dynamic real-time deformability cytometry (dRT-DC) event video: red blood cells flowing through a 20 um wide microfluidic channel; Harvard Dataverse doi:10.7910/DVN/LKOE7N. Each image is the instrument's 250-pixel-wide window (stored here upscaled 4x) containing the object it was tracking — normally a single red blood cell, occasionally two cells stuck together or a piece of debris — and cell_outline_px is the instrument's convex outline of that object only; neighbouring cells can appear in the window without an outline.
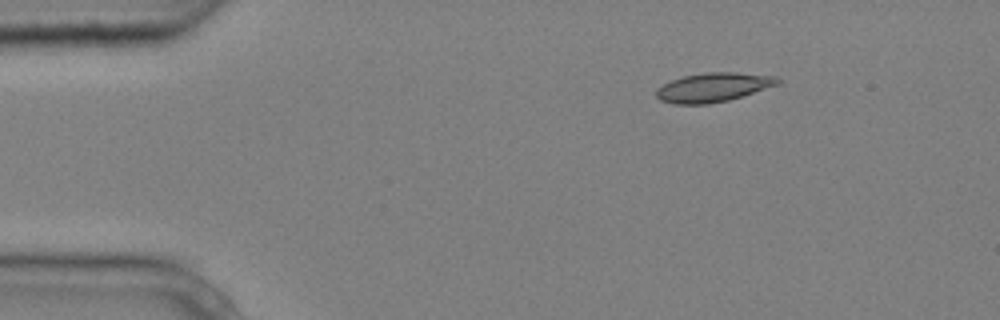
{"species": "common noctule bat (a hibernating species)", "species_latin": "Nyctalus noctula", "temperature_condition": "cold", "stored_images_in_passage": 4, "segment_of_instrument_passage": [1, 2], "camera_frame_rate_fps": 3000, "um_per_image_px": 0.085, "animal": {"sex": "male", "body_mass_g": 20.4}, "frame": {"image": 1, "passage_image": 1, "time_ms": 0.0, "image_size_px": [1000, 320], "cell_outline_px": [[780, 84], [728, 100], [708, 104], [672, 104], [660, 100], [656, 96], [656, 88], [672, 80], [684, 76], [708, 72], [736, 72], [776, 76], [780, 80]], "centroid_in_image_um": [60.62, 7.42], "position_along_channel_um": 24.4, "area_um2": 20.52}}